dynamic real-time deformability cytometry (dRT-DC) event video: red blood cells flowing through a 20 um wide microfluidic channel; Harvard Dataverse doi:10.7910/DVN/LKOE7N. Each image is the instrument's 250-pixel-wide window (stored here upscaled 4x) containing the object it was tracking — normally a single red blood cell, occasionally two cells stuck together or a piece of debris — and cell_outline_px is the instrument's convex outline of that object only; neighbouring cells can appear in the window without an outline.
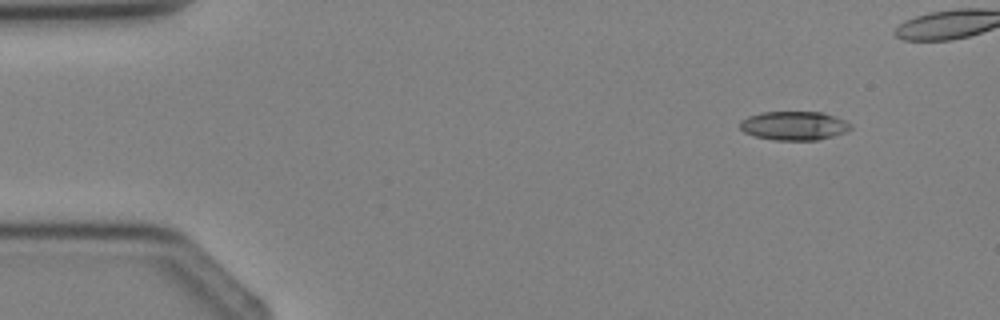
{"species": "Egyptian fruit bat (a non-hibernating species)", "species_latin": "Rousettus aegyptiacus", "temperature_condition": "cold", "stored_images_in_passage": 4, "camera_frame_rate_fps": 3000, "um_per_image_px": 0.085, "animal": {"sex": "female"}, "frame": {"image": 1, "passage_image": 1, "time_ms": 0.0, "image_size_px": [1000, 320], "cell_outline_px": [[852, 128], [848, 132], [816, 140], [776, 140], [756, 136], [744, 132], [740, 128], [740, 120], [748, 116], [760, 112], [824, 112], [844, 120], [852, 124]], "centroid_in_image_um": [67.51, 10.68], "position_along_channel_um": 17.5, "area_um2": 18.67}}